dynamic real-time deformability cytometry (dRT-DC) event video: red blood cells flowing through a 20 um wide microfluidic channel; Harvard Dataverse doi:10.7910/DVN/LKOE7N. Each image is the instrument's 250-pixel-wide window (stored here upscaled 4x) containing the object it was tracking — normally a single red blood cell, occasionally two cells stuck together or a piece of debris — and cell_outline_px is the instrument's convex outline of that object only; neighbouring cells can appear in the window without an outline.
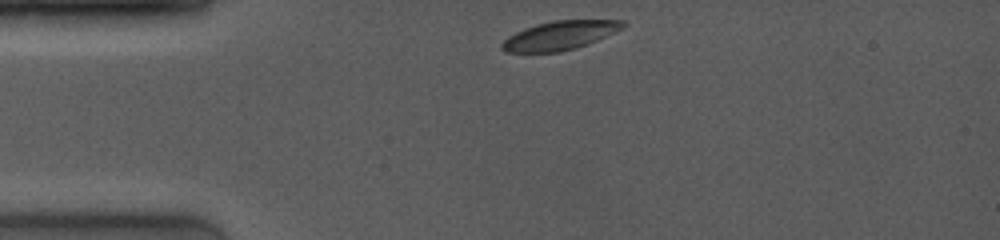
{"species": "common noctule bat (a hibernating species)", "species_latin": "Nyctalus noctula", "temperature_condition": "room temperature", "stored_images_in_passage": 45, "camera_frame_rate_fps": 4000, "um_per_image_px": 0.085, "animal": {"sex": "female", "body_mass_g": 19.0, "forearm_length_mm": 53.3}, "frame": {"image": 1, "passage_image": 1, "time_ms": 0.0, "image_size_px": [1000, 240], "cell_outline_px": [[628, 24], [624, 28], [588, 44], [576, 48], [560, 52], [504, 52], [500, 48], [500, 44], [508, 36], [524, 28], [536, 24], [552, 20], [624, 20]], "centroid_in_image_um": [47.59, 3.01], "position_along_channel_um": 37.4, "area_um2": 20.52}}
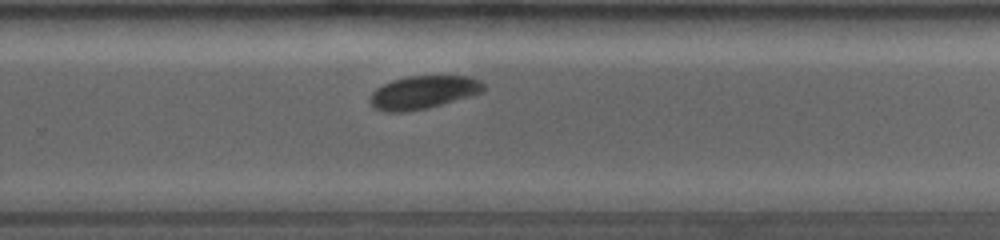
{"frame": {"image": 2, "passage_image": 30, "time_ms": 7.25, "image_size_px": [1000, 240], "cell_outline_px": [[484, 92], [428, 108], [404, 112], [384, 112], [372, 108], [368, 100], [368, 96], [376, 88], [392, 80], [408, 76], [472, 76], [480, 80], [484, 84]], "centroid_in_image_um": [35.94, 7.85], "position_along_channel_um": 293.9, "area_um2": 22.2}}
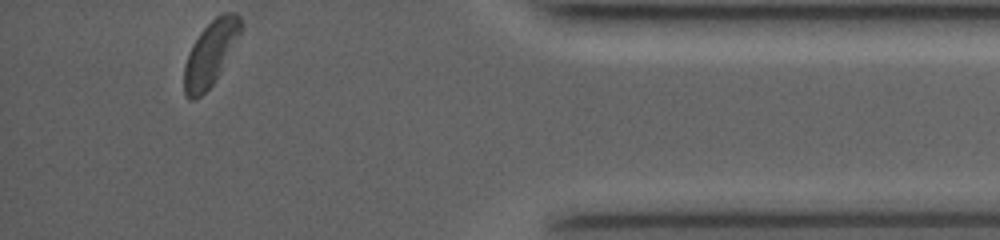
{"frame": {"image": 3, "passage_image": 45, "time_ms": 11.0, "image_size_px": [1000, 240], "cell_outline_px": [[240, 32], [216, 80], [200, 96], [192, 100], [188, 100], [184, 92], [184, 64], [200, 32], [216, 16], [224, 12], [236, 12], [240, 16]], "centroid_in_image_um": [17.87, 4.55], "position_along_channel_um": 417.3, "area_um2": 20.63}, "authors_computed_cell_mechanics": {"area_um2": 22.0218, "velocity_mm_per_s": 4.0122, "shape_relaxation_time_tau1_ms": 10.3879, "shape_relaxation_time_tau2_ms": 1.9287, "deformation_change_tau1": 0.2741, "deformation_change_tau2": 0.035}}